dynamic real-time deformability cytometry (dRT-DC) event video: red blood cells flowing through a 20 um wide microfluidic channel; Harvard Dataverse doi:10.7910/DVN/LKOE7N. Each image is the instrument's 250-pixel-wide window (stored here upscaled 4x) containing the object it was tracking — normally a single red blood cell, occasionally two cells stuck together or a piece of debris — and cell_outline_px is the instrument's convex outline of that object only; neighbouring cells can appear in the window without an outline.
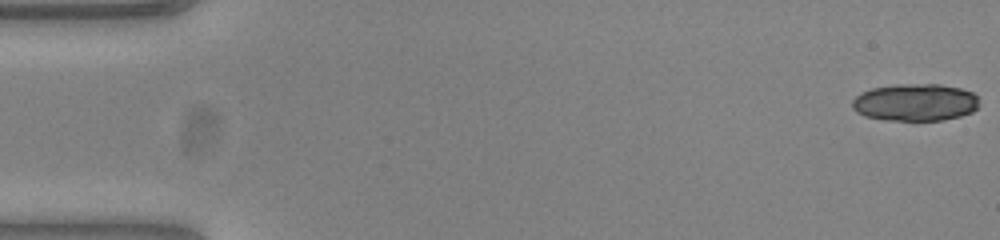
{"species": "common noctule bat (a hibernating species)", "species_latin": "Nyctalus noctula", "temperature_condition": "warm", "stored_images_in_passage": 52, "camera_frame_rate_fps": 3000, "um_per_image_px": 0.085, "animal": {"sex": "female", "body_mass_g": 23.0, "forearm_length_mm": 53.4}, "frame": {"image": 1, "passage_image": 1, "time_ms": 0.0, "image_size_px": [1000, 240], "cell_outline_px": [[976, 108], [972, 112], [960, 116], [944, 120], [884, 120], [864, 116], [856, 112], [852, 108], [852, 100], [860, 92], [872, 88], [896, 84], [940, 84], [960, 88], [972, 92], [976, 96]], "centroid_in_image_um": [77.74, 8.7], "position_along_channel_um": 7.3, "area_um2": 27.63}}
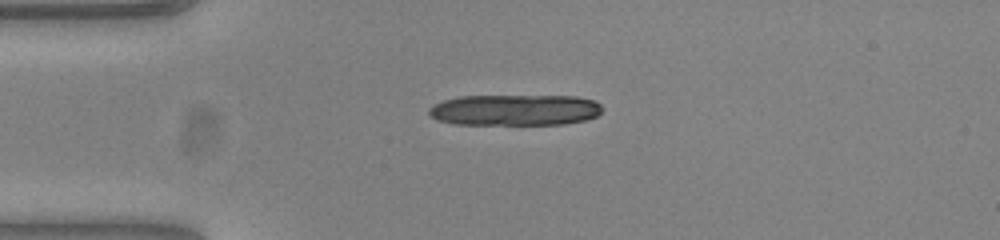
{"frame": {"image": 2, "passage_image": 13, "time_ms": 4.0, "image_size_px": [1000, 240], "cell_outline_px": [[604, 108], [596, 116], [584, 120], [564, 124], [456, 124], [440, 120], [432, 116], [428, 112], [428, 108], [444, 100], [460, 96], [576, 96], [592, 100], [600, 104]], "centroid_in_image_um": [43.79, 9.34], "position_along_channel_um": 41.2, "area_um2": 31.21}}
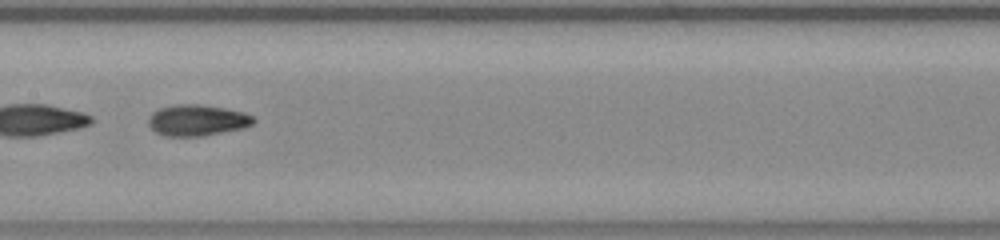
{"frame": {"image": 3, "passage_image": 27, "time_ms": 8.667, "image_size_px": [1000, 240], "cell_outline_px": [[256, 120], [252, 124], [244, 128], [204, 136], [164, 136], [156, 132], [148, 124], [148, 120], [152, 112], [160, 108], [176, 104], [200, 104], [224, 108], [244, 112], [252, 116]], "centroid_in_image_um": [16.76, 10.22], "position_along_channel_um": 190.6, "area_um2": 19.13}, "authors_computed_cell_mechanics": {"area_um2": 19.2185, "velocity_mm_per_s": 3.8736, "shape_relaxation_time_tau1_ms": 5.2163, "shape_relaxation_time_tau2_ms": 2.6041, "deformation_change_tau1": 0.2081, "deformation_change_tau2": 0.0791}}